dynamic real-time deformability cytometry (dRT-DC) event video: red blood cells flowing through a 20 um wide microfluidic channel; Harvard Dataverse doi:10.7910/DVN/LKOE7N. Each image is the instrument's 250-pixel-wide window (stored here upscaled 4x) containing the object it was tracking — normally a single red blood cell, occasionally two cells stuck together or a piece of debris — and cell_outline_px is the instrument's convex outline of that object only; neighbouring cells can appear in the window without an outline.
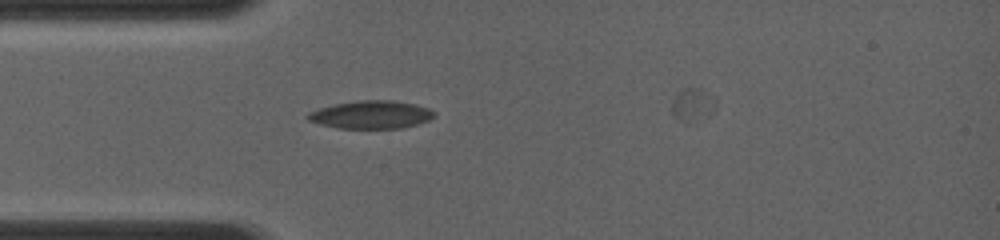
{"species": "common noctule bat (a hibernating species)", "species_latin": "Nyctalus noctula", "temperature_condition": "room temperature", "stored_images_in_passage": 8, "camera_frame_rate_fps": 4000, "um_per_image_px": 0.085, "animal": {"sex": "female", "body_mass_g": 19.0, "forearm_length_mm": 56.7}, "frame": {"image": 1, "passage_image": 1, "time_ms": 0.0, "image_size_px": [1000, 240], "cell_outline_px": [[436, 116], [428, 120], [416, 124], [400, 128], [336, 128], [320, 124], [308, 120], [304, 116], [308, 112], [320, 108], [336, 104], [360, 100], [392, 100], [416, 104], [428, 108], [436, 112]], "centroid_in_image_um": [31.54, 9.74], "position_along_channel_um": 53.5, "area_um2": 20.58}}
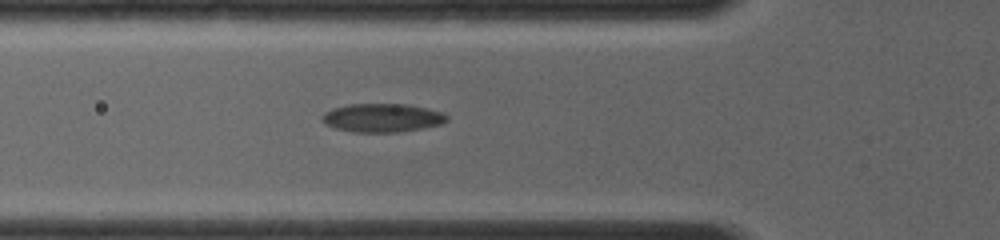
{"frame": {"image": 2, "passage_image": 6, "time_ms": 1.0, "image_size_px": [1000, 240], "cell_outline_px": [[448, 120], [440, 124], [420, 128], [396, 132], [352, 132], [336, 128], [324, 124], [320, 120], [320, 116], [324, 112], [332, 108], [348, 104], [404, 104], [424, 108], [440, 112], [448, 116]], "centroid_in_image_um": [32.4, 10.01], "position_along_channel_um": 93.4, "area_um2": 20.63}}